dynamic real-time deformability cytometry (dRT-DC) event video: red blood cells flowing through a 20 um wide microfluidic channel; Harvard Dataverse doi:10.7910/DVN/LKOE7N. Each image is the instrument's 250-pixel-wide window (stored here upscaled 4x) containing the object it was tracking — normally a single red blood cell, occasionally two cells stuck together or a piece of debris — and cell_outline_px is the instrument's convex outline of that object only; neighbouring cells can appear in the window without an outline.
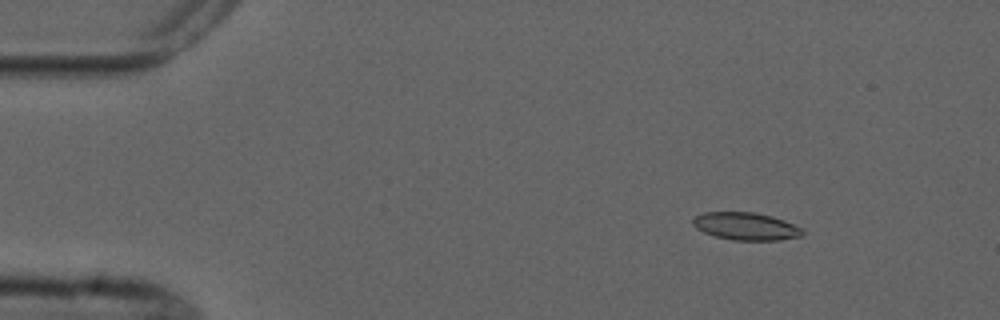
{"species": "common noctule bat (a hibernating species)", "species_latin": "Nyctalus noctula", "temperature_condition": "cold", "stored_images_in_passage": 3, "camera_frame_rate_fps": 3000, "um_per_image_px": 0.085, "animal": {"sex": "male", "forearm_length_mm": 52.5}, "frame": {"image": 1, "passage_image": 1, "time_ms": 0.0, "image_size_px": [1000, 320], "cell_outline_px": [[804, 236], [780, 240], [732, 240], [716, 236], [704, 232], [696, 228], [692, 224], [692, 220], [696, 216], [704, 212], [756, 212], [772, 216], [784, 220], [804, 228]], "centroid_in_image_um": [63.45, 19.23], "position_along_channel_um": 21.6, "area_um2": 17.8}}
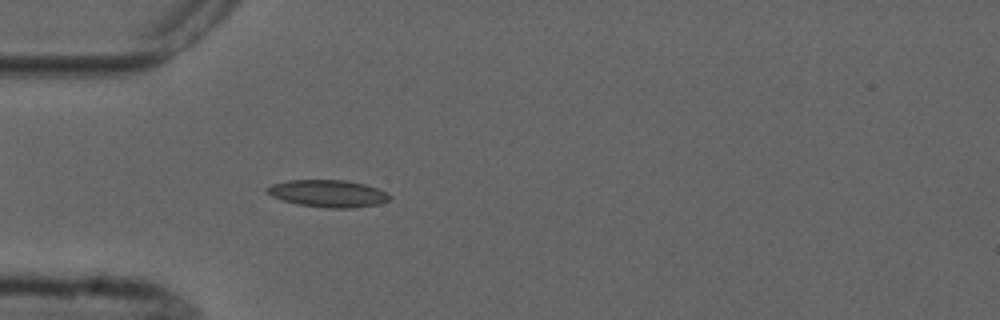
{"frame": {"image": 2, "passage_image": 3, "time_ms": 3.0, "image_size_px": [1000, 320], "cell_outline_px": [[392, 196], [388, 200], [380, 204], [352, 208], [328, 208], [296, 204], [272, 196], [264, 192], [264, 188], [272, 184], [288, 180], [348, 180], [364, 184], [388, 192]], "centroid_in_image_um": [27.87, 16.44], "position_along_channel_um": 57.1, "area_um2": 19.59}}